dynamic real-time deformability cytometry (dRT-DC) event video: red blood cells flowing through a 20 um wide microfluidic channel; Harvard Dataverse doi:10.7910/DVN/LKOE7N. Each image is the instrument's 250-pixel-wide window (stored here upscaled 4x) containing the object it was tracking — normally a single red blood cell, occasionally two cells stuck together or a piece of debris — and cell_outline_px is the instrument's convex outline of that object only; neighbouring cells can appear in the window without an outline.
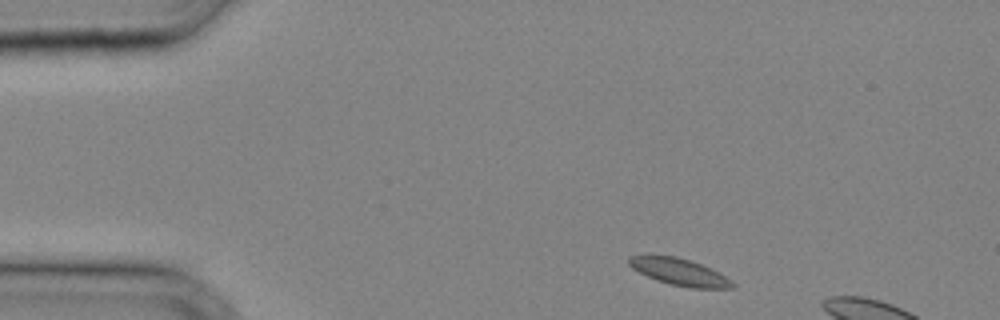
{"species": "common noctule bat (a hibernating species)", "species_latin": "Nyctalus noctula", "temperature_condition": "cold", "stored_images_in_passage": 5, "camera_frame_rate_fps": 3000, "um_per_image_px": 0.085, "animal": {"sex": "male", "body_mass_g": 20.4}, "frame": {"image": 1, "passage_image": 1, "time_ms": 0.0, "image_size_px": [1000, 320], "cell_outline_px": [[736, 284], [732, 288], [688, 288], [656, 280], [632, 268], [628, 264], [628, 256], [644, 252], [652, 252], [676, 256], [712, 268]], "centroid_in_image_um": [57.64, 23.05], "position_along_channel_um": 27.4, "area_um2": 16.7}}